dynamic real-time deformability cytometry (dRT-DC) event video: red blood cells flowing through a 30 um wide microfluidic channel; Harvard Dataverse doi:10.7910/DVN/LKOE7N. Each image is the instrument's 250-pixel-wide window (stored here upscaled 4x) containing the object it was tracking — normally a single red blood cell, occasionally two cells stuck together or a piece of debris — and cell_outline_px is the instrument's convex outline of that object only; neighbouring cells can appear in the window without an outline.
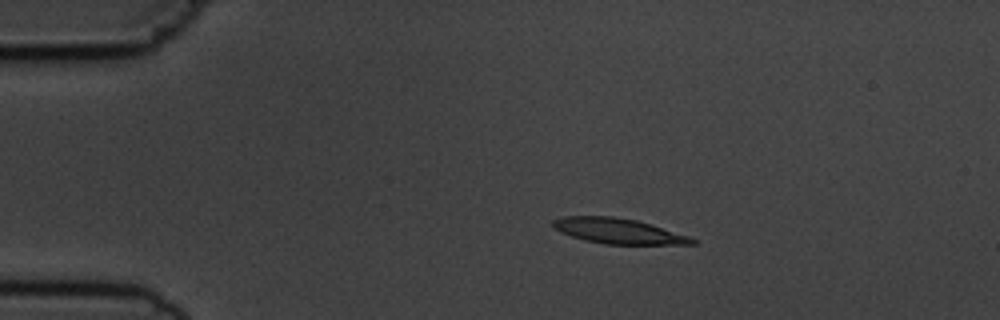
{"species": "common noctule bat (a hibernating species)", "species_latin": "Nyctalus noctula", "temperature_condition": "cold", "stored_images_in_passage": 7, "camera_frame_rate_fps": 3000, "um_per_image_px": 0.085, "animal": {"sex": "male", "body_mass_g": 19.5, "forearm_length_mm": 54.6}, "frame": {"image": 1, "passage_image": 3, "time_ms": 2.333, "image_size_px": [1000, 320], "cell_outline_px": [[696, 244], [604, 244], [584, 240], [560, 232], [552, 224], [552, 220], [564, 216], [612, 216], [636, 220], [688, 236], [696, 240]], "centroid_in_image_um": [52.51, 19.63], "position_along_channel_um": 32.5, "area_um2": 20.23}}
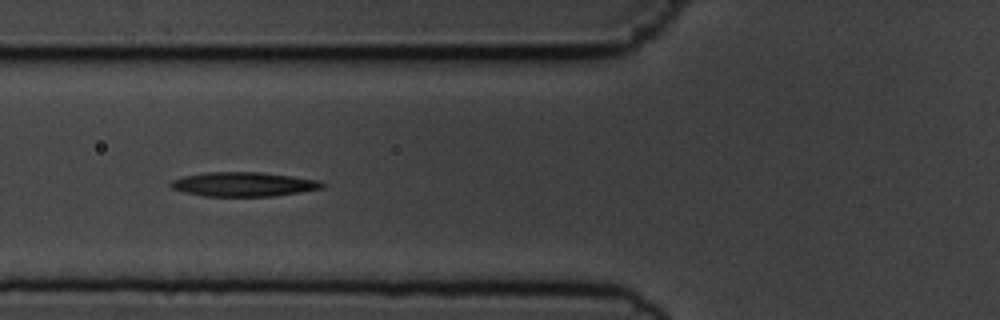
{"frame": {"image": 2, "passage_image": 6, "time_ms": 5.667, "image_size_px": [1000, 320], "cell_outline_px": [[324, 188], [300, 192], [272, 196], [204, 196], [184, 192], [172, 188], [168, 184], [172, 180], [184, 176], [208, 172], [260, 172], [292, 176], [320, 180], [324, 184]], "centroid_in_image_um": [20.71, 15.66], "position_along_channel_um": 105.1, "area_um2": 21.39}}
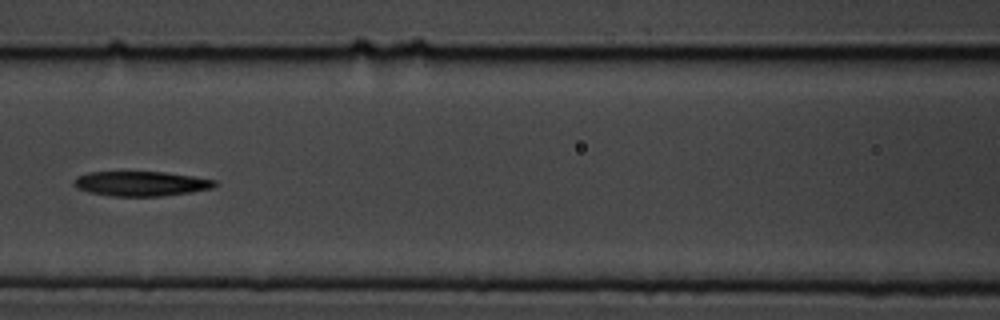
{"frame": {"image": 3, "passage_image": 7, "time_ms": 7.0, "image_size_px": [1000, 320], "cell_outline_px": [[216, 184], [212, 188], [192, 192], [160, 196], [112, 196], [88, 192], [76, 188], [72, 184], [72, 180], [76, 176], [88, 172], [164, 172], [192, 176], [216, 180]], "centroid_in_image_um": [11.93, 15.61], "position_along_channel_um": 154.7, "area_um2": 20.4}}